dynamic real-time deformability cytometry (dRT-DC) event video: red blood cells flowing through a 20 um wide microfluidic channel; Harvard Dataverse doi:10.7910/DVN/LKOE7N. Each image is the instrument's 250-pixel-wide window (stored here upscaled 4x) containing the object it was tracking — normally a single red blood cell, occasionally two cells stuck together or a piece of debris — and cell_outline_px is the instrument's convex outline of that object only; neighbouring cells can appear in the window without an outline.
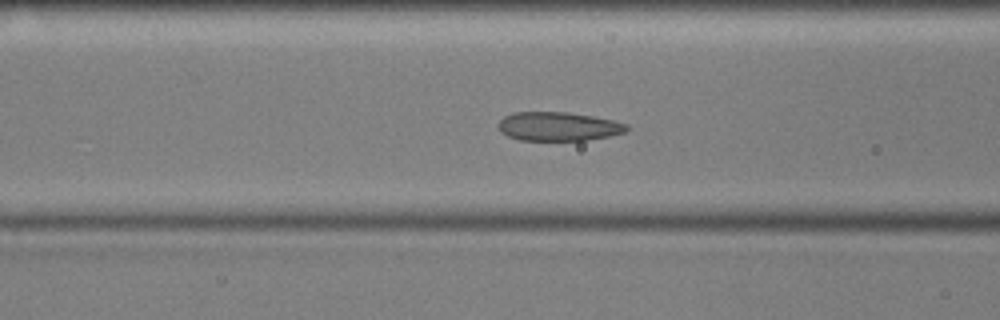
{"species": "common noctule bat (a hibernating species)", "species_latin": "Nyctalus noctula", "temperature_condition": "cold", "stored_images_in_passage": 54, "camera_frame_rate_fps": 3000, "um_per_image_px": 0.085, "animal": {"sex": "male", "body_mass_g": 17.9, "forearm_length_mm": 54.2}, "frame": {"image": 1, "passage_image": 20, "time_ms": 6.333, "image_size_px": [1000, 320], "cell_outline_px": [[628, 132], [588, 140], [520, 140], [508, 136], [500, 132], [496, 124], [504, 116], [512, 112], [568, 112], [592, 116], [612, 120], [628, 124]], "centroid_in_image_um": [47.44, 10.74], "position_along_channel_um": 119.2, "area_um2": 21.73}}
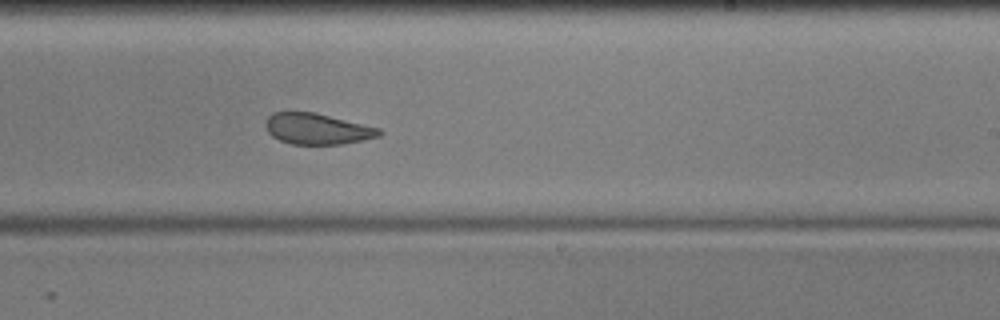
{"frame": {"image": 2, "passage_image": 32, "time_ms": 10.333, "image_size_px": [1000, 320], "cell_outline_px": [[384, 132], [380, 136], [364, 140], [340, 144], [292, 144], [280, 140], [272, 136], [268, 132], [264, 124], [268, 116], [272, 112], [316, 112], [380, 128]], "centroid_in_image_um": [26.97, 10.94], "position_along_channel_um": 262.0, "area_um2": 20.63}}
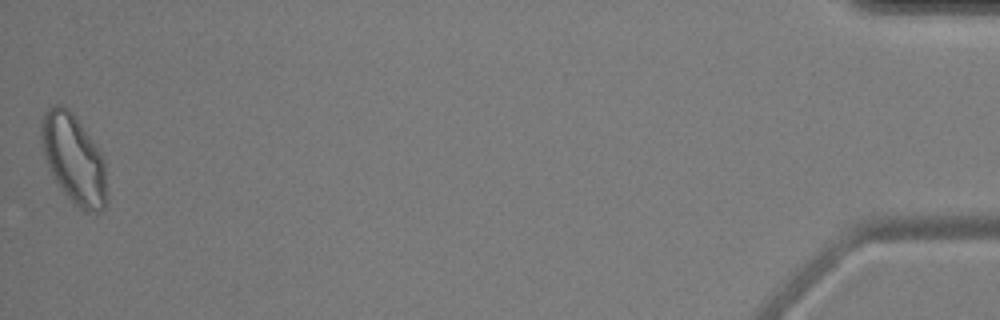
{"frame": {"image": 3, "passage_image": 54, "time_ms": 17.667, "image_size_px": [1000, 320], "cell_outline_px": [[108, 200], [104, 208], [100, 212], [84, 212], [72, 204], [60, 188], [48, 168], [44, 160], [40, 144], [40, 124], [44, 112], [48, 108], [56, 104], [60, 104], [68, 108], [72, 112], [100, 152], [104, 160]], "centroid_in_image_um": [6.24, 13.56], "position_along_channel_um": 429.0, "area_um2": 34.62}, "authors_computed_cell_mechanics": {"area_um2": 23.5246, "velocity_mm_per_s": 3.5764, "shape_relaxation_time_tau1_ms": null, "shape_relaxation_time_tau2_ms": 2.1368, "deformation_change_tau1": null, "deformation_change_tau2": 0.0601}}